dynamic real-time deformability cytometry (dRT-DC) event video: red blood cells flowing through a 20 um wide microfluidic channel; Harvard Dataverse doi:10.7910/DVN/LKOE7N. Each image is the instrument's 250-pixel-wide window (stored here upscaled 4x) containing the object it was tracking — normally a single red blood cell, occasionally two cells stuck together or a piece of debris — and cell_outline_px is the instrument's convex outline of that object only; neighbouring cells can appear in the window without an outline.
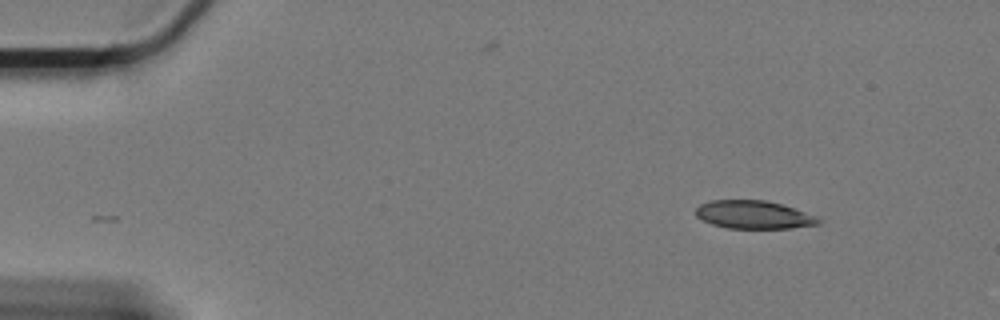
{"species": "Egyptian fruit bat (a non-hibernating species)", "species_latin": "Rousettus aegyptiacus", "temperature_condition": "cold", "stored_images_in_passage": 54, "camera_frame_rate_fps": 3000, "um_per_image_px": 0.085, "animal": {"sex": "female"}, "frame": {"image": 1, "passage_image": 1, "time_ms": 0.0, "image_size_px": [1000, 320], "cell_outline_px": [[824, 220], [820, 224], [792, 228], [728, 228], [712, 224], [696, 216], [696, 208], [700, 204], [712, 200], [764, 200], [780, 204], [816, 216]], "centroid_in_image_um": [64.08, 18.25], "position_along_channel_um": 20.9, "area_um2": 19.94}}
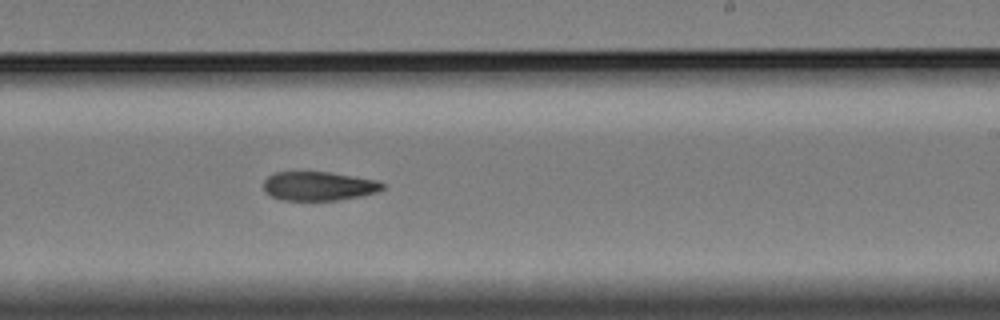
{"frame": {"image": 2, "passage_image": 31, "time_ms": 10.0, "image_size_px": [1000, 320], "cell_outline_px": [[384, 188], [376, 192], [360, 196], [340, 200], [280, 200], [264, 192], [264, 180], [268, 176], [276, 172], [328, 172], [376, 180], [384, 184]], "centroid_in_image_um": [27.06, 15.82], "position_along_channel_um": 261.9, "area_um2": 20.0}}
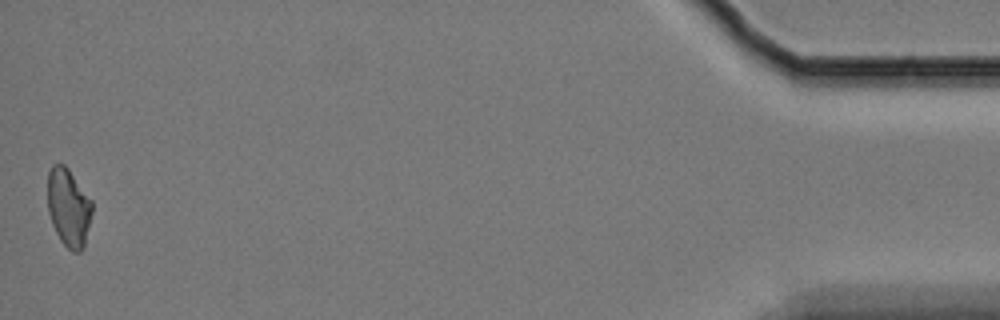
{"frame": {"image": 3, "passage_image": 54, "time_ms": 17.667, "image_size_px": [1000, 320], "cell_outline_px": [[92, 212], [84, 248], [80, 252], [72, 252], [60, 240], [52, 224], [48, 212], [48, 172], [52, 164], [64, 164], [68, 168], [92, 200]], "centroid_in_image_um": [5.83, 17.64], "position_along_channel_um": 429.4, "area_um2": 20.35}}